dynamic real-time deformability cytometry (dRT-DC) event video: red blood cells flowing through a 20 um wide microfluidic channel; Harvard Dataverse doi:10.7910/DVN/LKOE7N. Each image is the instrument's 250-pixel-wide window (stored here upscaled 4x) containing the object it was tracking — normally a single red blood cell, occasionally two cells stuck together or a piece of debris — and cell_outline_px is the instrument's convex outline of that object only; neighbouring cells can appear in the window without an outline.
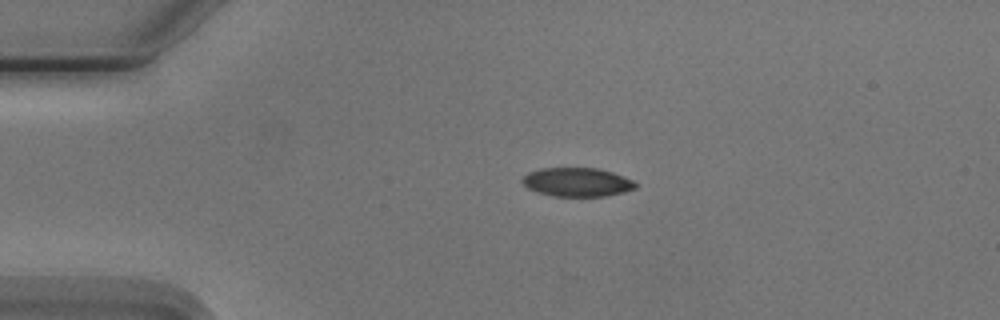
{"species": "Egyptian fruit bat (a non-hibernating species)", "species_latin": "Rousettus aegyptiacus", "temperature_condition": "cold", "stored_images_in_passage": 2, "camera_frame_rate_fps": 3000, "um_per_image_px": 0.085, "animal": {"sex": "male"}, "frame": {"image": 1, "passage_image": 1, "time_ms": 0.0, "image_size_px": [1000, 320], "cell_outline_px": [[640, 184], [636, 188], [624, 192], [604, 196], [552, 196], [528, 188], [520, 180], [528, 172], [540, 168], [596, 168], [612, 172], [624, 176]], "centroid_in_image_um": [49.08, 15.47], "position_along_channel_um": 35.9, "area_um2": 19.02}}
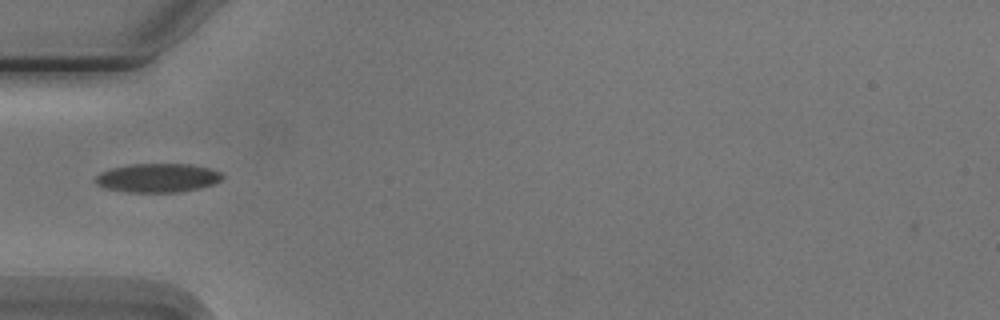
{"frame": {"image": 2, "passage_image": 2, "time_ms": 2.0, "image_size_px": [1000, 320], "cell_outline_px": [[224, 176], [216, 184], [200, 188], [180, 192], [128, 192], [104, 188], [96, 184], [92, 180], [100, 172], [112, 168], [132, 164], [188, 164], [208, 168], [220, 172]], "centroid_in_image_um": [13.38, 15.13], "position_along_channel_um": 71.6, "area_um2": 21.44}}